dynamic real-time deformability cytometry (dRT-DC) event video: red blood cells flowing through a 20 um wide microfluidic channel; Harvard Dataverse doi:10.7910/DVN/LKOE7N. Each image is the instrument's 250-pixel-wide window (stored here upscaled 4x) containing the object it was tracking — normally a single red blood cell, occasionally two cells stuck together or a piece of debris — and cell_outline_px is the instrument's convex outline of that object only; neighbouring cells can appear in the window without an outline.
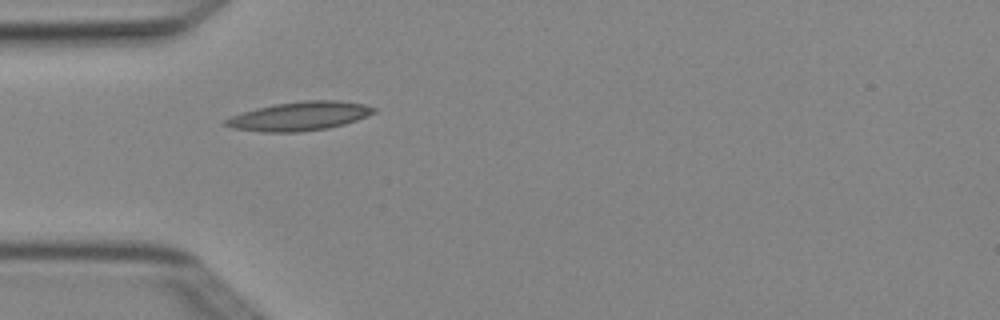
{"species": "Egyptian fruit bat (a non-hibernating species)", "species_latin": "Rousettus aegyptiacus", "temperature_condition": "cold", "stored_images_in_passage": 6, "camera_frame_rate_fps": 3000, "um_per_image_px": 0.085, "animal": {"sex": "female"}, "frame": {"image": 1, "passage_image": 5, "time_ms": 1.333, "image_size_px": [1000, 320], "cell_outline_px": [[376, 112], [368, 116], [344, 124], [328, 128], [300, 132], [264, 132], [232, 128], [220, 124], [224, 120], [232, 116], [256, 108], [276, 104], [304, 100], [336, 100], [364, 104], [376, 108]], "centroid_in_image_um": [25.46, 9.88], "position_along_channel_um": 59.5, "area_um2": 24.91}}
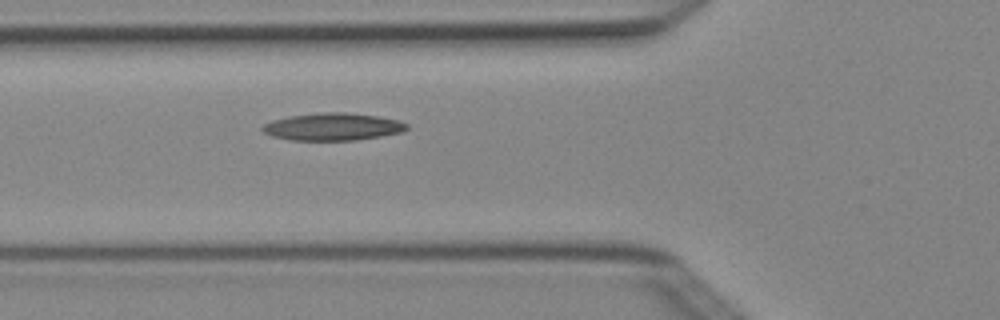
{"frame": {"image": 2, "passage_image": 6, "time_ms": 1.667, "image_size_px": [1000, 320], "cell_outline_px": [[408, 128], [404, 132], [356, 140], [288, 140], [272, 136], [264, 132], [260, 128], [264, 124], [272, 120], [288, 116], [320, 112], [344, 112], [376, 116], [396, 120], [408, 124]], "centroid_in_image_um": [28.25, 10.77], "position_along_channel_um": 97.5, "area_um2": 23.06}}